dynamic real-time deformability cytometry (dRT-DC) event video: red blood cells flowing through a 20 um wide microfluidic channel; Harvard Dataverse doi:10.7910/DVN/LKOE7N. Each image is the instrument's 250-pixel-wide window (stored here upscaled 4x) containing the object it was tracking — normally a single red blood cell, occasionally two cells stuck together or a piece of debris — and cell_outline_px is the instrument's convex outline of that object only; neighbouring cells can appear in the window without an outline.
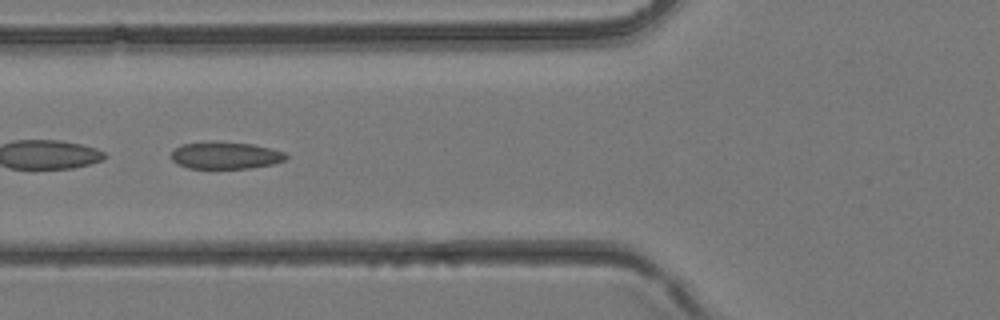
{"species": "common noctule bat (a hibernating species)", "species_latin": "Nyctalus noctula", "temperature_condition": "room temperature", "stored_images_in_passage": 4, "camera_frame_rate_fps": 3000, "um_per_image_px": 0.085, "animal": {"sex": "female", "body_mass_g": 24.6, "forearm_length_mm": 56.2}, "frame": {"image": 1, "passage_image": 4, "time_ms": 1.0, "image_size_px": [1000, 320], "cell_outline_px": [[288, 156], [284, 160], [272, 164], [248, 168], [188, 168], [176, 164], [172, 160], [172, 152], [180, 144], [208, 140], [216, 140], [252, 144], [284, 152]], "centroid_in_image_um": [19.1, 13.18], "position_along_channel_um": 106.7, "area_um2": 18.32}}